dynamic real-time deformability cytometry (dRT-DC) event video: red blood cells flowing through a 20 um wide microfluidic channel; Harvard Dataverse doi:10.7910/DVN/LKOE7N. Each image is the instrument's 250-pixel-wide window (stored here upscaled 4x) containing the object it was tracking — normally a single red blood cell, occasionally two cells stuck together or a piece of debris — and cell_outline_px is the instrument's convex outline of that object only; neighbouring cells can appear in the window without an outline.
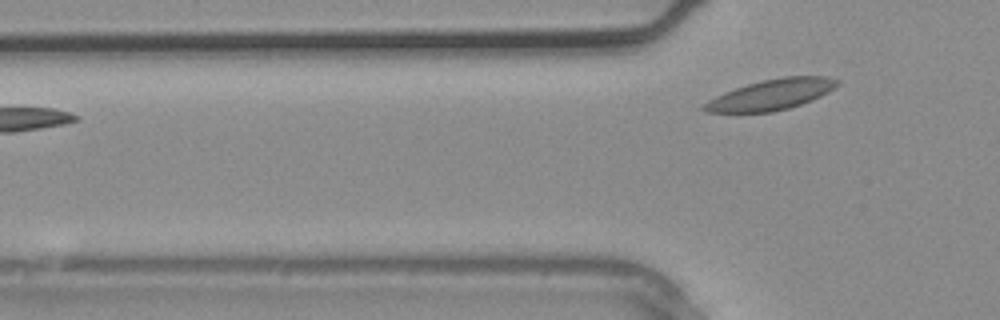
{"species": "common noctule bat (a hibernating species)", "species_latin": "Nyctalus noctula", "temperature_condition": "warm", "stored_images_in_passage": 2, "camera_frame_rate_fps": 3000, "um_per_image_px": 0.085, "animal": {"sex": "male", "body_mass_g": 20.4}, "frame": {"image": 1, "passage_image": 2, "time_ms": 0.333, "image_size_px": [1000, 320], "cell_outline_px": [[840, 84], [828, 92], [812, 100], [788, 108], [772, 112], [708, 112], [700, 108], [708, 100], [724, 92], [748, 84], [764, 80], [784, 76], [828, 76], [840, 80]], "centroid_in_image_um": [65.59, 8.03], "position_along_channel_um": 60.2, "area_um2": 23.58}}